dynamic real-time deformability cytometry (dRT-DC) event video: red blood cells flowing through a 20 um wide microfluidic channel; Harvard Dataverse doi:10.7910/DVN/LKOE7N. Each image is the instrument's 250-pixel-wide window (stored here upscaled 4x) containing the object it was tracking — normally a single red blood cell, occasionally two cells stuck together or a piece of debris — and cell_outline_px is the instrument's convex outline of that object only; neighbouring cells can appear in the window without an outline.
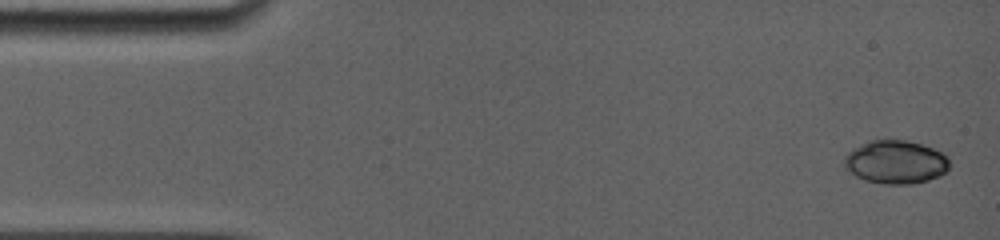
{"species": "common noctule bat (a hibernating species)", "species_latin": "Nyctalus noctula", "temperature_condition": "room temperature", "stored_images_in_passage": 25, "camera_frame_rate_fps": 5000, "um_per_image_px": 0.085, "animal": {"sex": "female", "body_mass_g": 19.0, "forearm_length_mm": 56.7}, "frame": {"image": 1, "passage_image": 1, "time_ms": 0.0, "image_size_px": [1000, 240], "cell_outline_px": [[948, 172], [940, 176], [928, 180], [912, 184], [884, 184], [864, 180], [856, 176], [844, 168], [844, 156], [852, 148], [868, 140], [904, 140], [920, 144], [932, 148], [948, 156]], "centroid_in_image_um": [76.11, 13.78], "position_along_channel_um": 8.9, "area_um2": 26.76}}
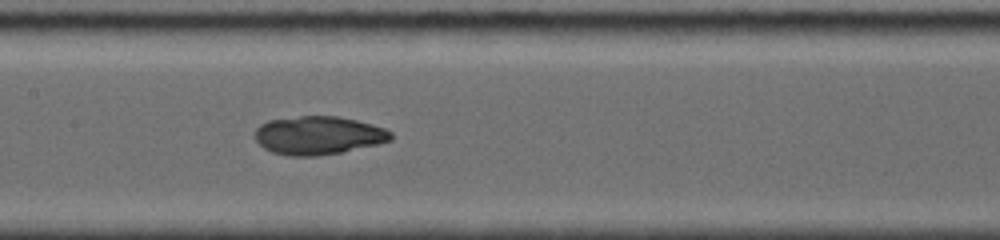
{"frame": {"image": 2, "passage_image": 14, "time_ms": 7.4, "image_size_px": [1000, 240], "cell_outline_px": [[392, 140], [376, 144], [340, 152], [316, 156], [288, 156], [272, 152], [264, 148], [256, 140], [256, 128], [260, 124], [268, 120], [300, 116], [336, 116], [356, 120], [372, 124], [384, 128], [392, 132]], "centroid_in_image_um": [27.04, 11.5], "position_along_channel_um": 180.4, "area_um2": 30.23}}
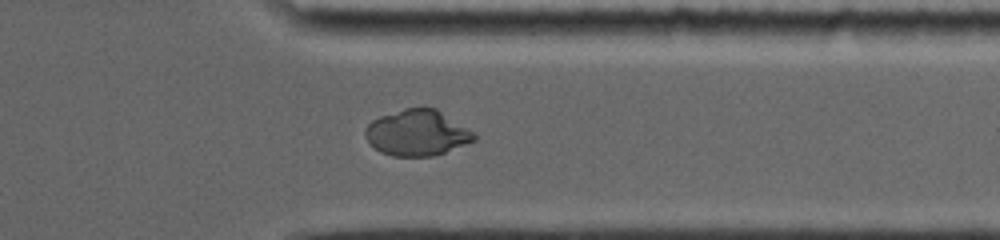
{"frame": {"image": 3, "passage_image": 23, "time_ms": 12.4, "image_size_px": [1000, 240], "cell_outline_px": [[476, 140], [444, 152], [432, 156], [392, 156], [380, 152], [368, 140], [364, 132], [368, 124], [372, 120], [380, 116], [404, 108], [424, 104], [436, 108], [472, 132], [476, 136]], "centroid_in_image_um": [35.44, 11.26], "position_along_channel_um": 376.0, "area_um2": 29.07}}